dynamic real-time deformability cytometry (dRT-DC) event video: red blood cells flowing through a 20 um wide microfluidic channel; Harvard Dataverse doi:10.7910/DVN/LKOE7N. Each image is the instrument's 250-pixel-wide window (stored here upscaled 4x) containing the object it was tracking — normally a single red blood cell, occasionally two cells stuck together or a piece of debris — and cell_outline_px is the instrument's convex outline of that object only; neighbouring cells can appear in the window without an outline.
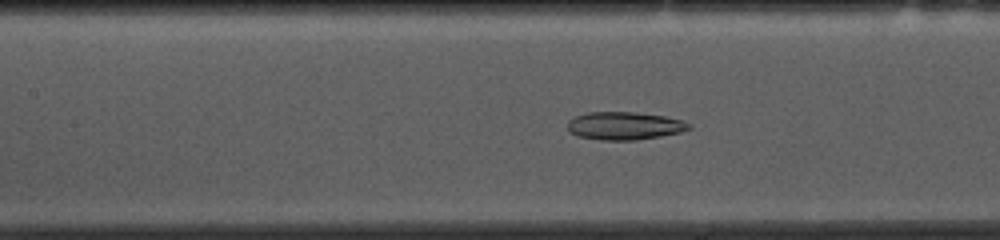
{"species": "common noctule bat (a hibernating species)", "species_latin": "Nyctalus noctula", "temperature_condition": "cold", "stored_images_in_passage": 53, "camera_frame_rate_fps": 3000, "um_per_image_px": 0.085, "animal": {"sex": "female", "body_mass_g": 10.0, "forearm_length_mm": 53.1}, "frame": {"image": 1, "passage_image": 22, "time_ms": 7.0, "image_size_px": [1000, 240], "cell_outline_px": [[692, 128], [680, 132], [660, 136], [636, 140], [600, 140], [576, 136], [568, 132], [568, 120], [576, 116], [588, 112], [632, 112], [664, 116], [680, 120], [692, 124]], "centroid_in_image_um": [53.05, 10.7], "position_along_channel_um": 154.4, "area_um2": 19.77}}
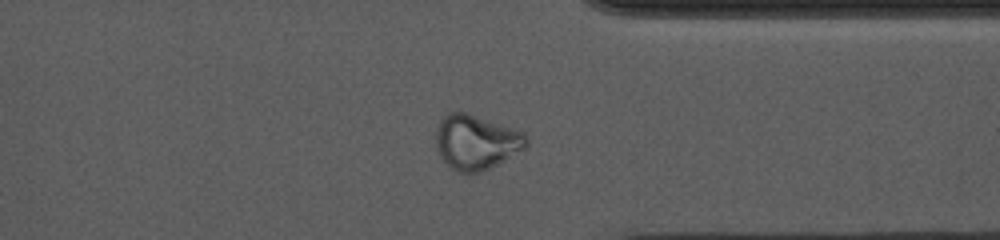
{"frame": {"image": 2, "passage_image": 40, "time_ms": 13.0, "image_size_px": [1000, 240], "cell_outline_px": [[528, 144], [524, 148], [496, 164], [480, 172], [456, 172], [440, 156], [436, 148], [436, 128], [440, 120], [448, 112], [464, 112], [524, 132], [528, 136]], "centroid_in_image_um": [40.45, 12.07], "position_along_channel_um": 371.0, "area_um2": 28.38}}
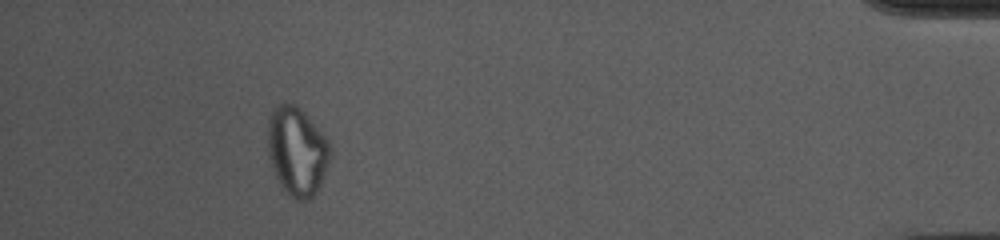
{"frame": {"image": 3, "passage_image": 48, "time_ms": 15.667, "image_size_px": [1000, 240], "cell_outline_px": [[332, 156], [320, 184], [316, 192], [308, 200], [300, 200], [292, 196], [280, 184], [268, 160], [268, 120], [272, 108], [276, 104], [296, 104], [324, 132], [332, 148]], "centroid_in_image_um": [25.26, 12.8], "position_along_channel_um": 409.9, "area_um2": 32.54}, "authors_computed_cell_mechanics": {"area_um2": 24.3338, "velocity_mm_per_s": 3.6891, "shape_relaxation_time_tau1_ms": null, "shape_relaxation_time_tau2_ms": 5.0953, "deformation_change_tau1": null, "deformation_change_tau2": 0.1295}}